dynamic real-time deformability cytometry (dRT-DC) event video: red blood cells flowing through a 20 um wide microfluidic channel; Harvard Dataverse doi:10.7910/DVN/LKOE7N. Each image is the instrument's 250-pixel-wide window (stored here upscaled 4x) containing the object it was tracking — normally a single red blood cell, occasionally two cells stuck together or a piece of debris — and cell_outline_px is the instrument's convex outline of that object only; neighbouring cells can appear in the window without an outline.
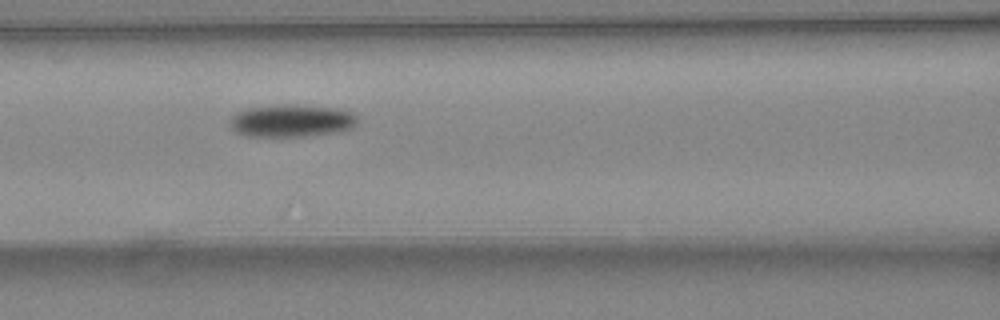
{"species": "common noctule bat (a hibernating species)", "species_latin": "Nyctalus noctula", "temperature_condition": "warm", "stored_images_in_passage": 3, "camera_frame_rate_fps": 3000, "um_per_image_px": 0.085, "animal": {"sex": "female", "body_mass_g": 24.6, "forearm_length_mm": 56.2}, "frame": {"image": 1, "passage_image": 3, "time_ms": 0.667, "image_size_px": [1000, 320], "cell_outline_px": [[356, 124], [352, 128], [336, 132], [304, 136], [248, 136], [236, 132], [232, 128], [232, 116], [236, 112], [252, 108], [296, 104], [336, 108], [348, 112], [356, 116]], "centroid_in_image_um": [24.8, 10.27], "position_along_channel_um": 141.8, "area_um2": 23.58}}